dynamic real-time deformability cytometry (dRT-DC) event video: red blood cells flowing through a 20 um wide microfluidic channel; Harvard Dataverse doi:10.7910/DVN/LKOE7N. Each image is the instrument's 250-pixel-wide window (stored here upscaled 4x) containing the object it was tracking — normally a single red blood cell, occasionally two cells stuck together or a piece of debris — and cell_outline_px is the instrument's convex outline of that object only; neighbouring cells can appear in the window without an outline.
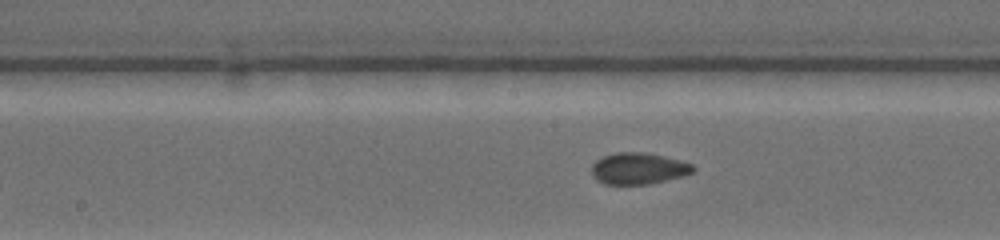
{"species": "common noctule bat (a hibernating species)", "species_latin": "Nyctalus noctula", "temperature_condition": "warm", "stored_images_in_passage": 9, "segment_of_instrument_passage": [2, 2], "camera_frame_rate_fps": 4500, "um_per_image_px": 0.085, "animal": {"sex": "female", "body_mass_g": 19.0, "forearm_length_mm": 53.3}, "frame": {"image": 1, "passage_image": 9, "time_ms": 7.333, "image_size_px": [1000, 240], "cell_outline_px": [[696, 168], [692, 172], [680, 176], [648, 184], [604, 184], [596, 180], [592, 176], [592, 164], [600, 156], [616, 152], [644, 152], [664, 156], [680, 160], [692, 164]], "centroid_in_image_um": [54.21, 14.31], "position_along_channel_um": 194.0, "area_um2": 18.61}}